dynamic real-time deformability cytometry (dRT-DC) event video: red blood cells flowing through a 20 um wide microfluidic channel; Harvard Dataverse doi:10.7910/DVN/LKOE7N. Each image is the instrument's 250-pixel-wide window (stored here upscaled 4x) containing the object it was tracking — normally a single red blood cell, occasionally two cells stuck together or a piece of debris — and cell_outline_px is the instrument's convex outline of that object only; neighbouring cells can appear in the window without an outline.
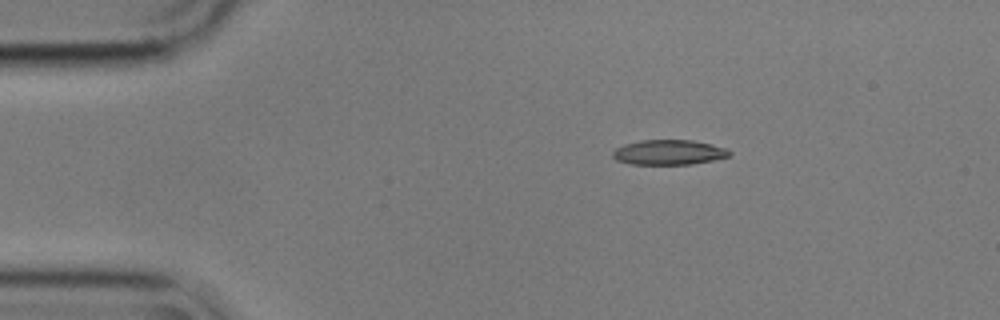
{"species": "common noctule bat (a hibernating species)", "species_latin": "Nyctalus noctula", "temperature_condition": "cold", "stored_images_in_passage": 3, "camera_frame_rate_fps": 3000, "um_per_image_px": 0.085, "animal": {"sex": "male", "body_mass_g": 17.9}, "frame": {"image": 1, "passage_image": 1, "time_ms": 0.0, "image_size_px": [1000, 320], "cell_outline_px": [[732, 152], [728, 156], [712, 160], [692, 164], [628, 164], [616, 160], [612, 156], [612, 152], [616, 148], [624, 144], [640, 140], [692, 140], [712, 144], [728, 148]], "centroid_in_image_um": [56.84, 12.94], "position_along_channel_um": 28.2, "area_um2": 17.05}}
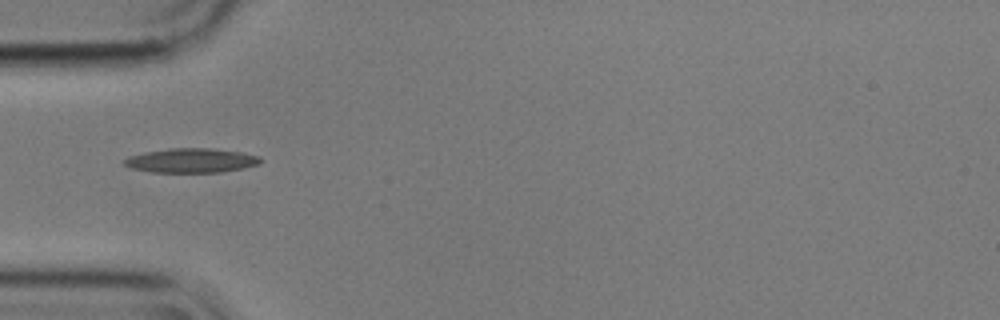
{"frame": {"image": 2, "passage_image": 3, "time_ms": 0.667, "image_size_px": [1000, 320], "cell_outline_px": [[260, 164], [244, 168], [220, 172], [152, 172], [132, 168], [124, 164], [124, 160], [128, 156], [144, 152], [168, 148], [208, 148], [244, 152], [260, 156]], "centroid_in_image_um": [16.27, 13.63], "position_along_channel_um": 68.7, "area_um2": 19.36}}